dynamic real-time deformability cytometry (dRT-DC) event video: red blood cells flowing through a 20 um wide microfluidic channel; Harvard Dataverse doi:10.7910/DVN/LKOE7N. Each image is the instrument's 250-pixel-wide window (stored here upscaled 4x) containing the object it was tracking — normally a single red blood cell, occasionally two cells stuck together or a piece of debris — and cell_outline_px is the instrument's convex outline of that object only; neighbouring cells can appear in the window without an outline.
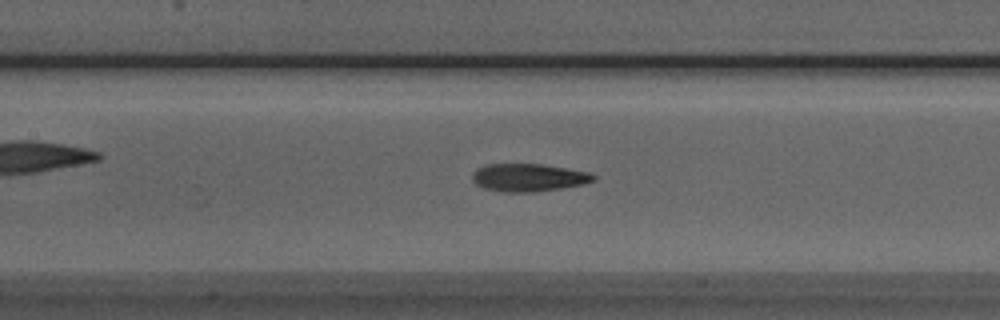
{"species": "Egyptian fruit bat (a non-hibernating species)", "species_latin": "Rousettus aegyptiacus", "temperature_condition": "room temperature", "stored_images_in_passage": 49, "camera_frame_rate_fps": 3000, "um_per_image_px": 0.085, "animal": {"sex": "male"}, "frame": {"image": 1, "passage_image": 21, "time_ms": 6.667, "image_size_px": [1000, 320], "cell_outline_px": [[596, 180], [584, 184], [560, 188], [532, 192], [504, 192], [484, 188], [476, 184], [472, 180], [472, 176], [476, 168], [484, 164], [540, 164], [588, 172], [596, 176]], "centroid_in_image_um": [44.89, 15.09], "position_along_channel_um": 162.5, "area_um2": 19.54}}
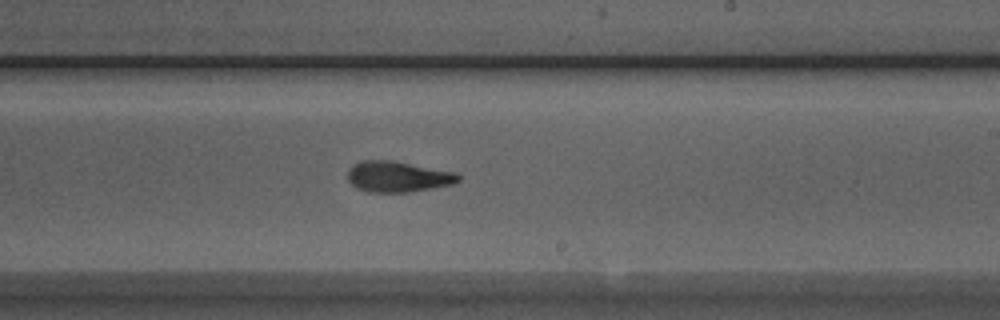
{"frame": {"image": 2, "passage_image": 28, "time_ms": 9.0, "image_size_px": [1000, 320], "cell_outline_px": [[460, 180], [452, 184], [408, 192], [368, 192], [356, 188], [348, 180], [348, 168], [364, 160], [392, 160], [452, 172], [460, 176]], "centroid_in_image_um": [33.76, 15.02], "position_along_channel_um": 255.2, "area_um2": 19.54}}
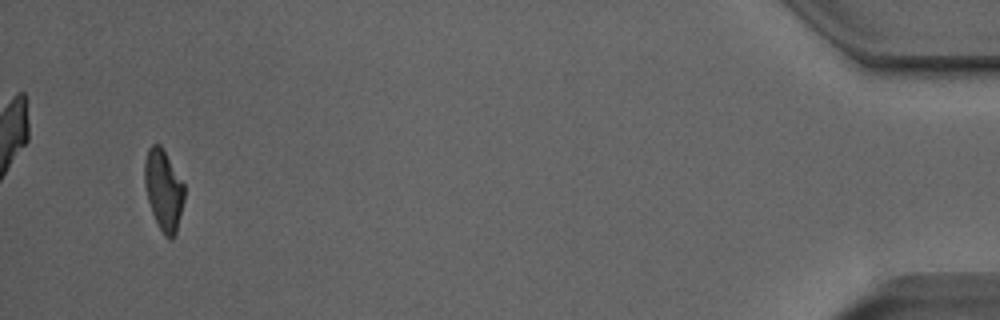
{"frame": {"image": 3, "passage_image": 47, "time_ms": 15.333, "image_size_px": [1000, 320], "cell_outline_px": [[184, 200], [176, 236], [172, 240], [168, 240], [164, 236], [152, 212], [148, 200], [144, 184], [144, 160], [148, 148], [152, 144], [160, 144], [184, 184]], "centroid_in_image_um": [13.9, 16.18], "position_along_channel_um": 421.3, "area_um2": 18.79}, "authors_computed_cell_mechanics": {"area_um2": 19.652, "velocity_mm_per_s": 3.9963, "shape_relaxation_time_tau1_ms": 4.2866, "shape_relaxation_time_tau2_ms": 2.0596, "deformation_change_tau1": 0.1834, "deformation_change_tau2": 0.0976}}